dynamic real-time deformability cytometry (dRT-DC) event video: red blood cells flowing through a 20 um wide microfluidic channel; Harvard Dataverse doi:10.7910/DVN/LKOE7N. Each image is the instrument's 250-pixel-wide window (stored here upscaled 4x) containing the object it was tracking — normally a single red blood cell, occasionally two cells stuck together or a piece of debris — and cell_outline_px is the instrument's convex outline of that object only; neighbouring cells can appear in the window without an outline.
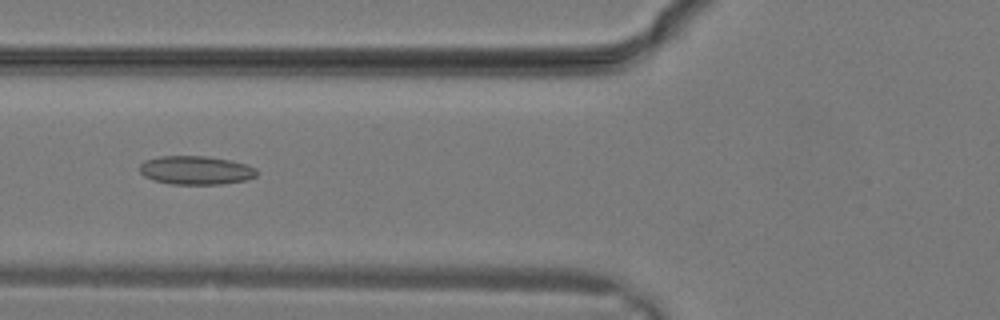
{"species": "common noctule bat (a hibernating species)", "species_latin": "Nyctalus noctula", "temperature_condition": "warm", "stored_images_in_passage": 20, "camera_frame_rate_fps": 3000, "um_per_image_px": 0.085, "animal": {"sex": "male", "body_mass_g": 19.2, "forearm_length_mm": 51.8}, "frame": {"image": 1, "passage_image": 6, "time_ms": 1.667, "image_size_px": [1000, 320], "cell_outline_px": [[256, 176], [248, 180], [220, 184], [172, 184], [152, 180], [144, 176], [140, 172], [140, 164], [144, 160], [160, 156], [208, 156], [232, 160], [248, 164], [256, 168]], "centroid_in_image_um": [16.66, 14.46], "position_along_channel_um": 109.1, "area_um2": 19.77}}
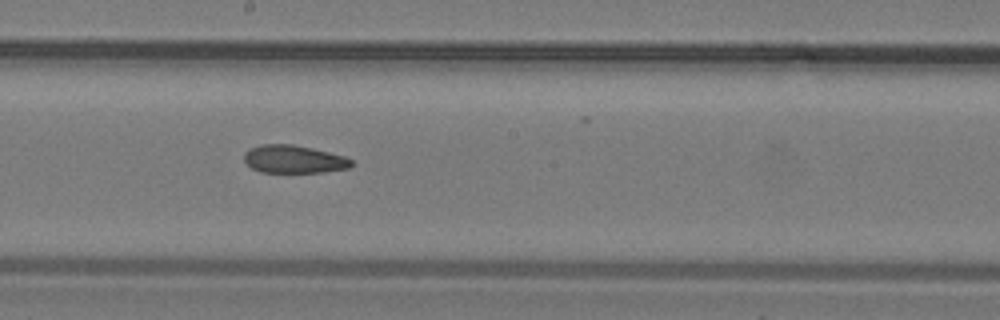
{"frame": {"image": 2, "passage_image": 11, "time_ms": 3.333, "image_size_px": [1000, 320], "cell_outline_px": [[352, 164], [348, 168], [324, 172], [260, 172], [252, 168], [244, 160], [244, 152], [260, 144], [292, 144], [312, 148], [344, 156], [352, 160]], "centroid_in_image_um": [24.96, 13.53], "position_along_channel_um": 223.2, "area_um2": 17.34}}
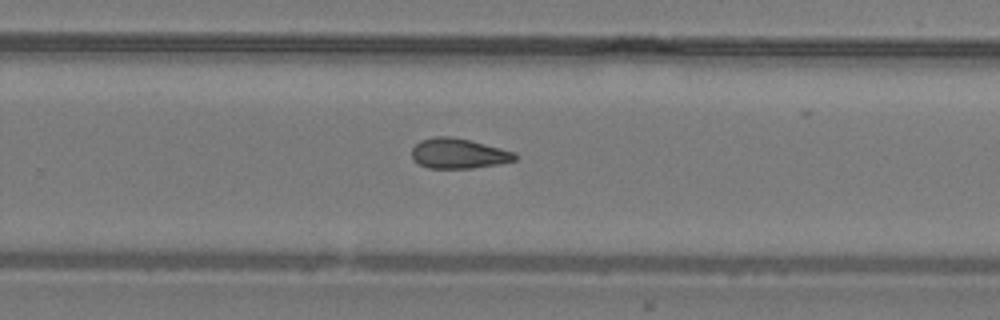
{"frame": {"image": 3, "passage_image": 14, "time_ms": 4.333, "image_size_px": [1000, 320], "cell_outline_px": [[516, 160], [500, 164], [472, 168], [428, 168], [420, 164], [412, 156], [412, 148], [420, 140], [432, 136], [452, 136], [516, 152]], "centroid_in_image_um": [38.98, 13.04], "position_along_channel_um": 290.8, "area_um2": 18.03}}